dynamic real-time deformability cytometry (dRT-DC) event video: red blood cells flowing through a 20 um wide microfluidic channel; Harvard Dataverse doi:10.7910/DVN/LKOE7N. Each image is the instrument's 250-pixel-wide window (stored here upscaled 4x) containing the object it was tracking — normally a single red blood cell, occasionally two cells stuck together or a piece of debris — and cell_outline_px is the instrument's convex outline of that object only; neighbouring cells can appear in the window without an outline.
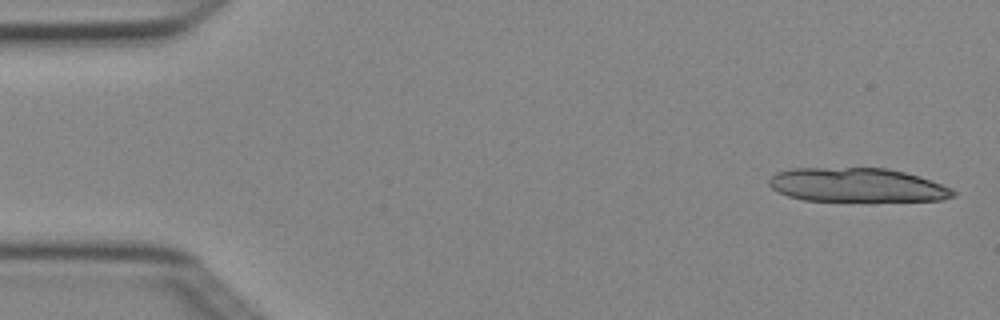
{"species": "Egyptian fruit bat (a non-hibernating species)", "species_latin": "Rousettus aegyptiacus", "temperature_condition": "cold", "stored_images_in_passage": 5, "camera_frame_rate_fps": 3000, "um_per_image_px": 0.085, "animal": {"sex": "female"}, "frame": {"image": 1, "passage_image": 1, "time_ms": 0.0, "image_size_px": [1000, 320], "cell_outline_px": [[956, 196], [944, 200], [872, 204], [868, 204], [804, 200], [788, 196], [772, 188], [768, 184], [768, 180], [776, 172], [792, 168], [888, 168], [904, 172], [952, 188], [956, 192]], "centroid_in_image_um": [72.9, 15.79], "position_along_channel_um": 12.1, "area_um2": 38.09}}
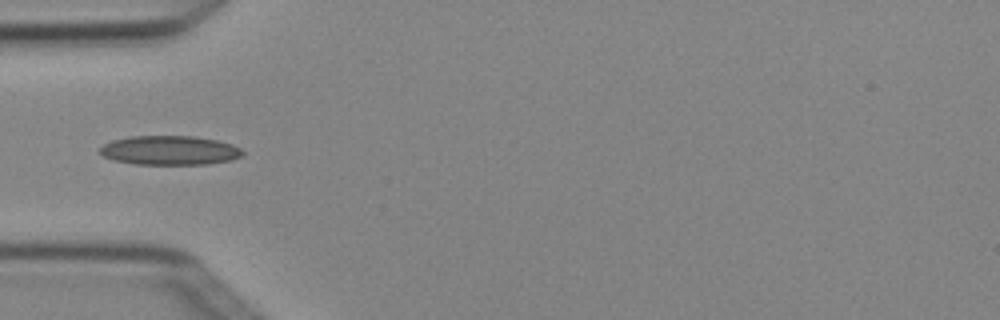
{"frame": {"image": 2, "passage_image": 5, "time_ms": 1.333, "image_size_px": [1000, 320], "cell_outline_px": [[244, 152], [240, 156], [232, 160], [208, 164], [136, 164], [112, 160], [104, 156], [100, 152], [100, 148], [104, 144], [112, 140], [132, 136], [196, 136], [216, 140], [232, 144], [240, 148]], "centroid_in_image_um": [14.43, 12.78], "position_along_channel_um": 70.6, "area_um2": 24.28}}